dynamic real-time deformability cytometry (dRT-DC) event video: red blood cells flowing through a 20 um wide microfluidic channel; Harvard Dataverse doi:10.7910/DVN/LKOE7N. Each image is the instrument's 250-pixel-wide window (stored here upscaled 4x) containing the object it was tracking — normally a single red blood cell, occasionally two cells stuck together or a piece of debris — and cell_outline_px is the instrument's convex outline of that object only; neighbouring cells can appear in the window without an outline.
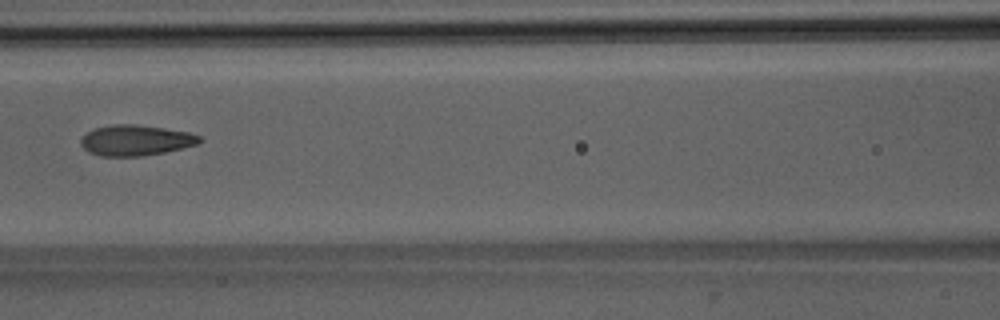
{"species": "Egyptian fruit bat (a non-hibernating species)", "species_latin": "Rousettus aegyptiacus", "temperature_condition": "room temperature", "stored_images_in_passage": 7, "camera_frame_rate_fps": 3000, "um_per_image_px": 0.085, "animal": {"sex": "male"}, "frame": {"image": 1, "passage_image": 7, "time_ms": 6.667, "image_size_px": [1000, 320], "cell_outline_px": [[204, 140], [196, 144], [164, 152], [144, 156], [100, 156], [88, 152], [80, 144], [80, 140], [88, 132], [96, 128], [112, 124], [136, 124], [164, 128], [188, 132], [200, 136]], "centroid_in_image_um": [11.53, 11.92], "position_along_channel_um": 155.1, "area_um2": 21.1}}